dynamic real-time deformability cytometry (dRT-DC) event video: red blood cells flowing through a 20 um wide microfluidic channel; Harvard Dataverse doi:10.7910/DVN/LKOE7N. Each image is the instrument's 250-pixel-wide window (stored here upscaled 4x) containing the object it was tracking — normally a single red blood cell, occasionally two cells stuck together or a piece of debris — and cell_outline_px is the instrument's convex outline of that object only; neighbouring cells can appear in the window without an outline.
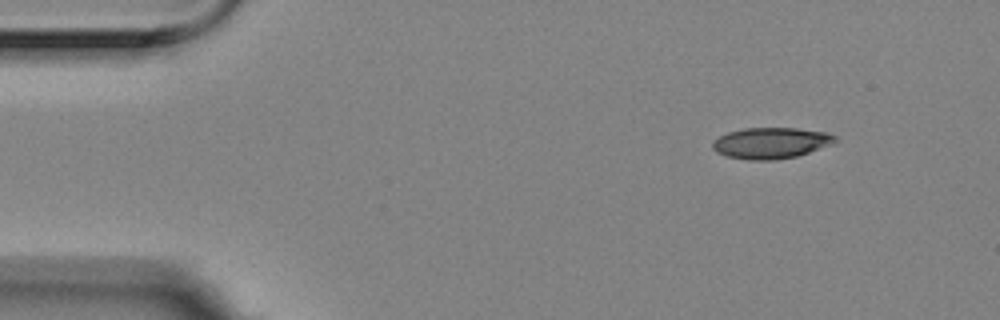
{"species": "Egyptian fruit bat (a non-hibernating species)", "species_latin": "Rousettus aegyptiacus", "temperature_condition": "room temperature", "stored_images_in_passage": 3, "camera_frame_rate_fps": 3000, "um_per_image_px": 0.085, "animal": {"sex": "female"}, "frame": {"image": 1, "passage_image": 1, "time_ms": 0.0, "image_size_px": [1000, 320], "cell_outline_px": [[836, 140], [832, 144], [796, 156], [772, 160], [748, 160], [728, 156], [716, 152], [712, 148], [712, 140], [728, 132], [744, 128], [796, 128], [824, 132], [836, 136]], "centroid_in_image_um": [65.49, 12.15], "position_along_channel_um": 19.5, "area_um2": 22.02}}